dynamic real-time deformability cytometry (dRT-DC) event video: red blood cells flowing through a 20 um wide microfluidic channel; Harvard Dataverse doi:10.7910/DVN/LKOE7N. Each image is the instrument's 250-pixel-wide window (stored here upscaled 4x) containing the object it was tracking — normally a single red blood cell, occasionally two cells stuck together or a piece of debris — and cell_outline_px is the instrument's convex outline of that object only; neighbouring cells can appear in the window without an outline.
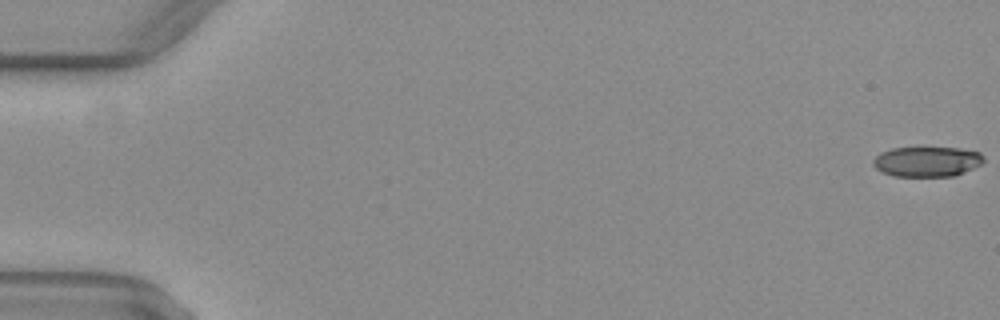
{"species": "common noctule bat (a hibernating species)", "species_latin": "Nyctalus noctula", "temperature_condition": "warm", "stored_images_in_passage": 53, "camera_frame_rate_fps": 3000, "um_per_image_px": 0.085, "animal": {"sex": "female", "body_mass_g": 29.2, "forearm_length_mm": 56.3}, "frame": {"image": 1, "passage_image": 1, "time_ms": 0.0, "image_size_px": [1000, 320], "cell_outline_px": [[984, 160], [980, 164], [964, 172], [952, 176], [896, 176], [884, 172], [876, 168], [872, 164], [872, 160], [880, 152], [892, 148], [960, 148], [980, 152], [984, 156]], "centroid_in_image_um": [78.79, 13.72], "position_along_channel_um": 6.2, "area_um2": 19.25}}
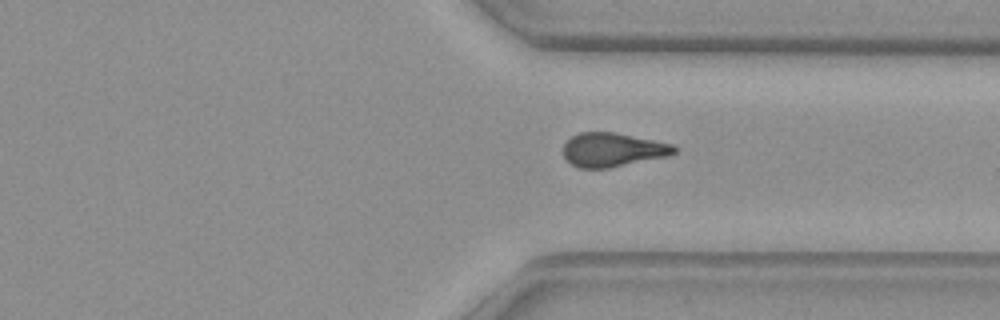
{"frame": {"image": 2, "passage_image": 40, "time_ms": 13.0, "image_size_px": [1000, 320], "cell_outline_px": [[676, 152], [668, 156], [608, 168], [580, 168], [572, 164], [564, 156], [564, 144], [572, 136], [580, 132], [612, 132], [672, 144], [676, 148]], "centroid_in_image_um": [52.07, 12.73], "position_along_channel_um": 359.3, "area_um2": 21.56}}
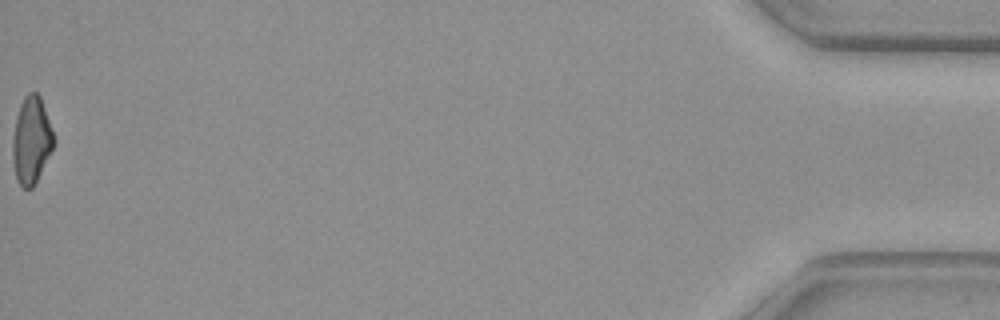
{"frame": {"image": 3, "passage_image": 53, "time_ms": 17.333, "image_size_px": [1000, 320], "cell_outline_px": [[56, 140], [32, 188], [24, 188], [16, 180], [12, 160], [12, 140], [16, 116], [20, 104], [24, 96], [28, 92], [36, 92], [40, 96]], "centroid_in_image_um": [2.64, 11.89], "position_along_channel_um": 432.6, "area_um2": 20.69}, "authors_computed_cell_mechanics": {"area_um2": 21.964, "velocity_mm_per_s": 4.0591, "shape_relaxation_time_tau1_ms": null, "shape_relaxation_time_tau2_ms": 4.2835, "deformation_change_tau1": null, "deformation_change_tau2": 0.1219}}